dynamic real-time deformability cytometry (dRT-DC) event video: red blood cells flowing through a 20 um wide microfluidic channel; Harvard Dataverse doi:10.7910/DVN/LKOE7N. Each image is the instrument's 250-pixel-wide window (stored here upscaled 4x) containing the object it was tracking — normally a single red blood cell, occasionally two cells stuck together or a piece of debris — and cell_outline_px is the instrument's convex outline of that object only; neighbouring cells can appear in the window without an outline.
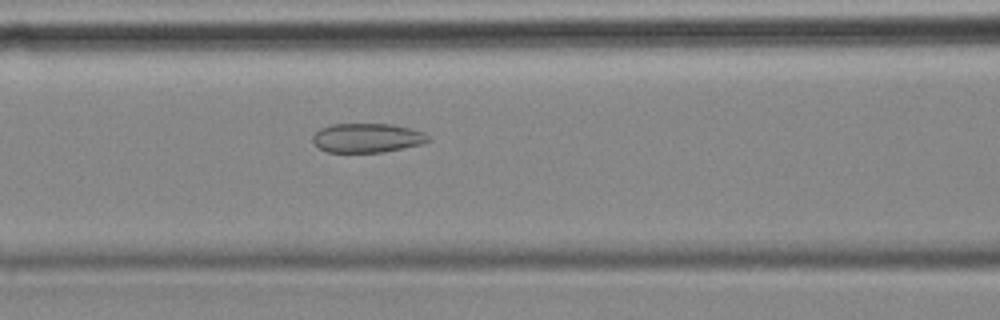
{"species": "common noctule bat (a hibernating species)", "species_latin": "Nyctalus noctula", "temperature_condition": "cold", "stored_images_in_passage": 56, "camera_frame_rate_fps": 3000, "um_per_image_px": 0.085, "animal": {"sex": "female", "body_mass_g": 18.4}, "frame": {"image": 1, "passage_image": 23, "time_ms": 7.333, "image_size_px": [1000, 320], "cell_outline_px": [[432, 140], [424, 144], [384, 152], [328, 152], [320, 148], [312, 140], [312, 136], [320, 128], [332, 124], [392, 124], [424, 132], [432, 136]], "centroid_in_image_um": [31.27, 11.72], "position_along_channel_um": 135.3, "area_um2": 19.83}}
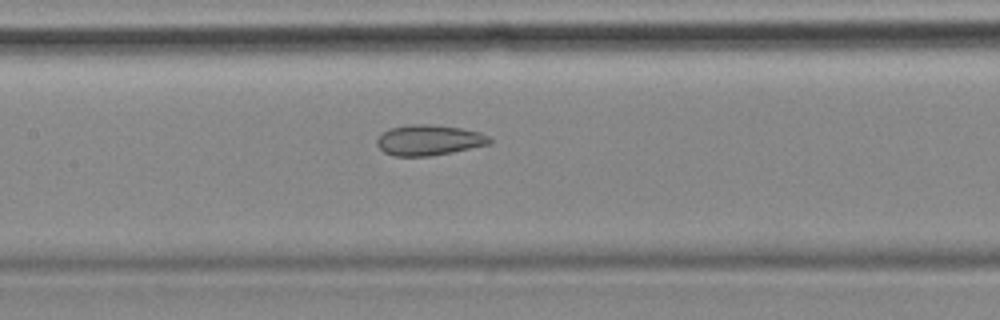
{"frame": {"image": 2, "passage_image": 26, "time_ms": 8.333, "image_size_px": [1000, 320], "cell_outline_px": [[492, 140], [488, 144], [452, 152], [428, 156], [396, 156], [384, 152], [376, 144], [376, 140], [388, 128], [408, 124], [432, 124], [460, 128], [480, 132], [488, 136]], "centroid_in_image_um": [36.43, 11.9], "position_along_channel_um": 171.0, "area_um2": 19.94}}
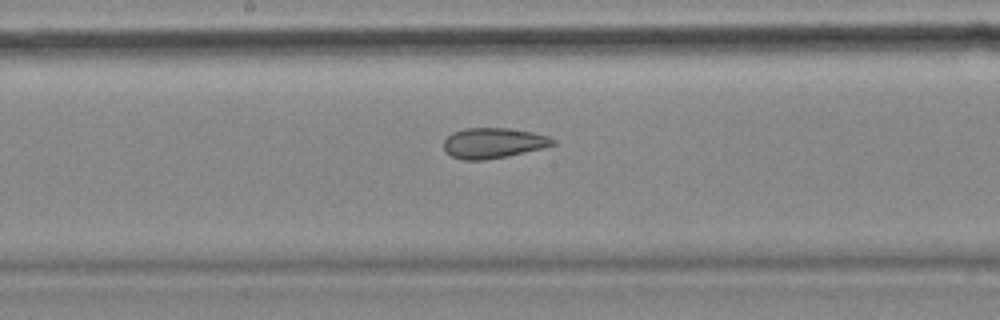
{"frame": {"image": 3, "passage_image": 29, "time_ms": 9.333, "image_size_px": [1000, 320], "cell_outline_px": [[556, 144], [508, 156], [484, 160], [464, 160], [452, 156], [444, 148], [444, 140], [452, 132], [464, 128], [508, 128], [532, 132], [548, 136], [556, 140]], "centroid_in_image_um": [41.92, 12.15], "position_along_channel_um": 206.3, "area_um2": 19.19}, "authors_computed_cell_mechanics": {"area_um2": 22.831, "velocity_mm_per_s": 3.5669, "shape_relaxation_time_tau1_ms": null, "shape_relaxation_time_tau2_ms": 2.4091, "deformation_change_tau1": null, "deformation_change_tau2": 0.0965}}